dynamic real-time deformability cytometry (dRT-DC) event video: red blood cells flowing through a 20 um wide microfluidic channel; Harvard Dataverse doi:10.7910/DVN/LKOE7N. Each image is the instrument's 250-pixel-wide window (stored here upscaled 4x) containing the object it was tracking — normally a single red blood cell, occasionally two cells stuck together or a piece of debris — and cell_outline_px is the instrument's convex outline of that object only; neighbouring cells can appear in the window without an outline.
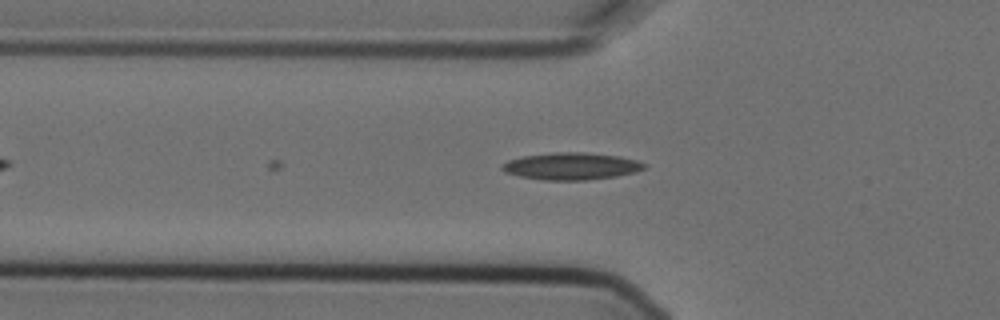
{"species": "Egyptian fruit bat (a non-hibernating species)", "species_latin": "Rousettus aegyptiacus", "temperature_condition": "cold", "stored_images_in_passage": 7, "segment_of_instrument_passage": [1, 2], "camera_frame_rate_fps": 3000, "um_per_image_px": 0.085, "animal": {"sex": "female"}, "frame": {"image": 1, "passage_image": 6, "time_ms": 1.667, "image_size_px": [1000, 320], "cell_outline_px": [[648, 164], [644, 168], [636, 172], [616, 176], [588, 180], [544, 180], [520, 176], [504, 172], [500, 168], [500, 164], [508, 160], [524, 156], [556, 152], [584, 152], [620, 156], [636, 160]], "centroid_in_image_um": [48.56, 14.12], "position_along_channel_um": 77.2, "area_um2": 22.54}}